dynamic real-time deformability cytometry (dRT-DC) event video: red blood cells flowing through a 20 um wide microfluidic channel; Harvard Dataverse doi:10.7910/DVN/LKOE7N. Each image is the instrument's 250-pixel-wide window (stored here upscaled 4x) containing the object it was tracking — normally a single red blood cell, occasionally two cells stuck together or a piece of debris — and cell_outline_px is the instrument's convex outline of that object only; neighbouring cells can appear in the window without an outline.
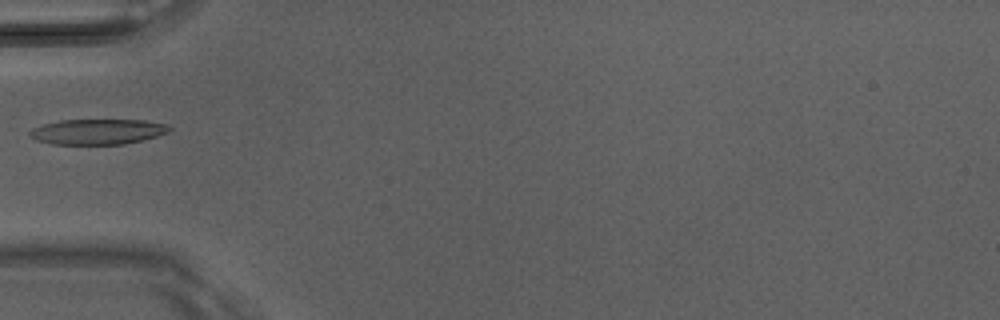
{"species": "Egyptian fruit bat (a non-hibernating species)", "species_latin": "Rousettus aegyptiacus", "temperature_condition": "room temperature", "stored_images_in_passage": 5, "camera_frame_rate_fps": 3000, "um_per_image_px": 0.085, "animal": {"sex": "male"}, "frame": {"image": 1, "passage_image": 5, "time_ms": 1.333, "image_size_px": [1000, 320], "cell_outline_px": [[172, 128], [168, 132], [156, 136], [124, 144], [52, 144], [36, 140], [28, 136], [28, 132], [32, 128], [44, 124], [60, 120], [144, 120], [168, 124]], "centroid_in_image_um": [8.27, 11.19], "position_along_channel_um": 76.7, "area_um2": 20.63}}